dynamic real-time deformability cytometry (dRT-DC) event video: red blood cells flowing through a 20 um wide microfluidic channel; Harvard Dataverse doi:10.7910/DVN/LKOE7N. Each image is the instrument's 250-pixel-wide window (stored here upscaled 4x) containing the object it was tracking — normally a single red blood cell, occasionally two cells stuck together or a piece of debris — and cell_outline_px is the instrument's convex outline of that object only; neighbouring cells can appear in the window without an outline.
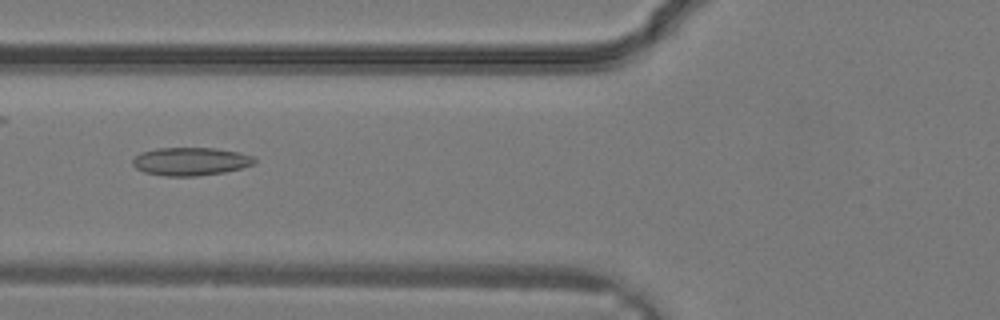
{"species": "common noctule bat (a hibernating species)", "species_latin": "Nyctalus noctula", "temperature_condition": "warm", "stored_images_in_passage": 31, "camera_frame_rate_fps": 3000, "um_per_image_px": 0.085, "animal": {"sex": "male", "body_mass_g": 19.2, "forearm_length_mm": 51.8}, "frame": {"image": 1, "passage_image": 12, "time_ms": 3.667, "image_size_px": [1000, 320], "cell_outline_px": [[256, 164], [224, 172], [196, 176], [164, 176], [144, 172], [136, 168], [132, 164], [132, 160], [140, 152], [156, 148], [216, 148], [240, 152], [252, 156], [256, 160]], "centroid_in_image_um": [16.2, 13.71], "position_along_channel_um": 109.6, "area_um2": 20.06}}
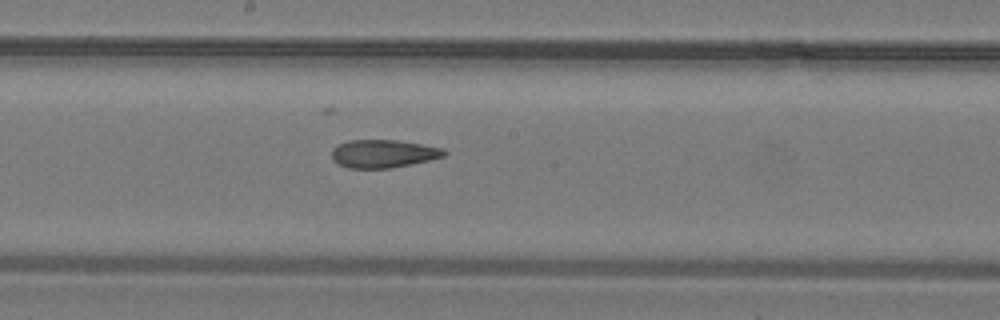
{"frame": {"image": 2, "passage_image": 17, "time_ms": 5.333, "image_size_px": [1000, 320], "cell_outline_px": [[448, 152], [444, 156], [428, 160], [392, 168], [348, 168], [332, 160], [332, 148], [348, 140], [396, 140], [444, 148]], "centroid_in_image_um": [32.57, 13.06], "position_along_channel_um": 215.6, "area_um2": 18.26}}
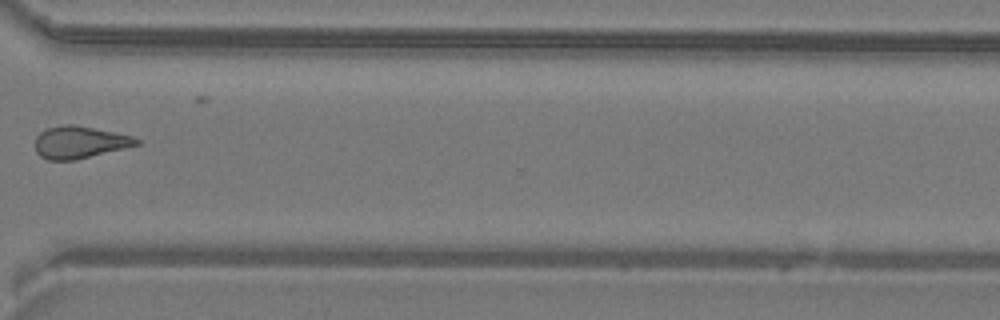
{"frame": {"image": 3, "passage_image": 24, "time_ms": 7.667, "image_size_px": [1000, 320], "cell_outline_px": [[140, 144], [76, 160], [48, 160], [40, 156], [36, 152], [36, 136], [40, 132], [48, 128], [64, 124], [72, 124], [132, 136], [140, 140]], "centroid_in_image_um": [6.74, 12.1], "position_along_channel_um": 363.9, "area_um2": 18.79}}